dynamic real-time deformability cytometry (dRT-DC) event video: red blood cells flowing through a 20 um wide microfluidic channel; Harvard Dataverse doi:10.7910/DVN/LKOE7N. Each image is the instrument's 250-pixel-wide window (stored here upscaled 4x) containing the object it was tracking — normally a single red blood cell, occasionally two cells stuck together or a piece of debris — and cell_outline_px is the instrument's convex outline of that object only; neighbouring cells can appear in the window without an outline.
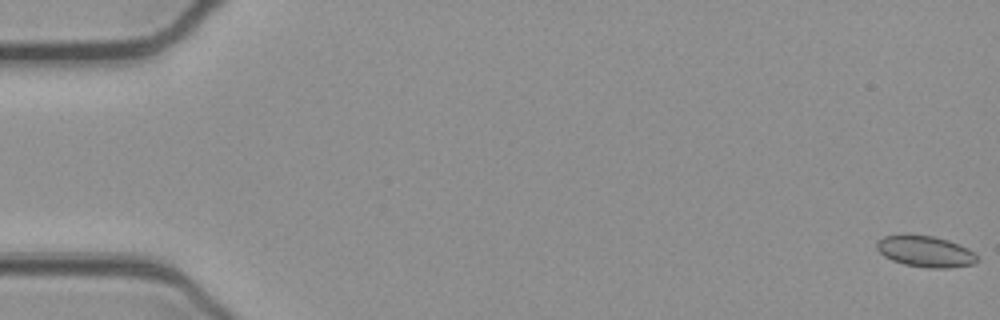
{"species": "common noctule bat (a hibernating species)", "species_latin": "Nyctalus noctula", "temperature_condition": "cold", "stored_images_in_passage": 53, "camera_frame_rate_fps": 3000, "um_per_image_px": 0.085, "animal": {"sex": "female", "body_mass_g": 21.9}, "frame": {"image": 1, "passage_image": 1, "time_ms": 0.0, "image_size_px": [1000, 320], "cell_outline_px": [[980, 260], [972, 264], [952, 268], [928, 268], [904, 264], [892, 260], [884, 256], [876, 248], [876, 240], [884, 236], [908, 232], [932, 236], [948, 240], [968, 248]], "centroid_in_image_um": [78.61, 21.34], "position_along_channel_um": 6.4, "area_um2": 18.67}}
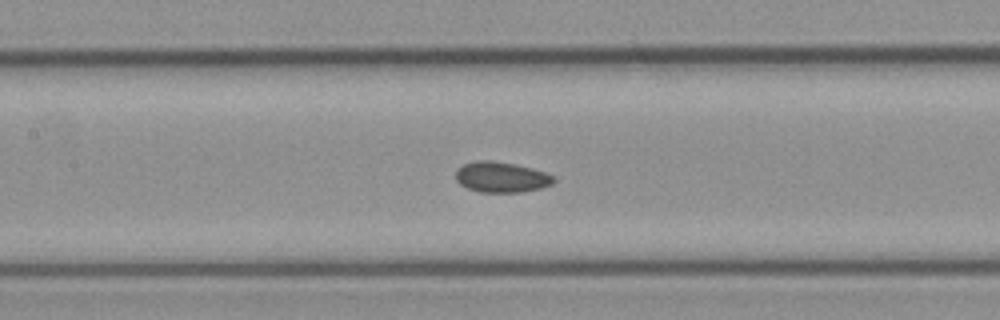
{"frame": {"image": 2, "passage_image": 25, "time_ms": 8.0, "image_size_px": [1000, 320], "cell_outline_px": [[556, 180], [552, 184], [540, 188], [524, 192], [480, 192], [468, 188], [460, 184], [456, 180], [456, 168], [464, 164], [476, 160], [492, 160], [516, 164], [532, 168], [544, 172], [552, 176]], "centroid_in_image_um": [42.6, 15.05], "position_along_channel_um": 164.8, "area_um2": 17.51}}
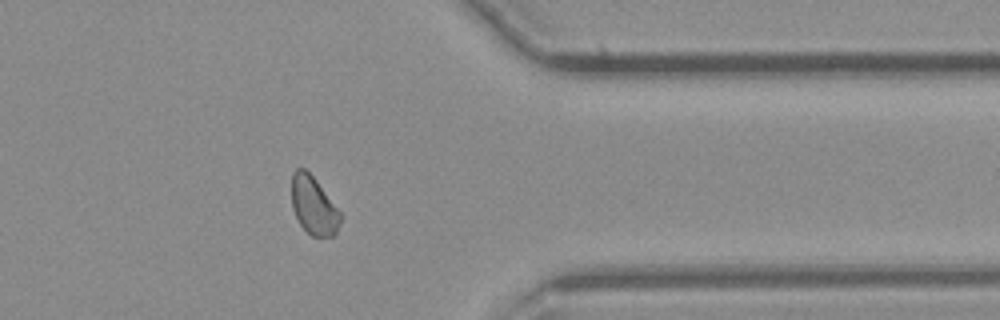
{"frame": {"image": 3, "passage_image": 43, "time_ms": 14.0, "image_size_px": [1000, 320], "cell_outline_px": [[340, 224], [336, 232], [332, 236], [312, 236], [300, 224], [292, 208], [292, 172], [296, 168], [304, 168], [316, 180], [340, 212]], "centroid_in_image_um": [26.64, 17.46], "position_along_channel_um": 384.8, "area_um2": 16.18}, "authors_computed_cell_mechanics": {"area_um2": 17.5134, "velocity_mm_per_s": 3.8907, "shape_relaxation_time_tau1_ms": null, "shape_relaxation_time_tau2_ms": 5.9041, "deformation_change_tau1": null, "deformation_change_tau2": 0.0916}}